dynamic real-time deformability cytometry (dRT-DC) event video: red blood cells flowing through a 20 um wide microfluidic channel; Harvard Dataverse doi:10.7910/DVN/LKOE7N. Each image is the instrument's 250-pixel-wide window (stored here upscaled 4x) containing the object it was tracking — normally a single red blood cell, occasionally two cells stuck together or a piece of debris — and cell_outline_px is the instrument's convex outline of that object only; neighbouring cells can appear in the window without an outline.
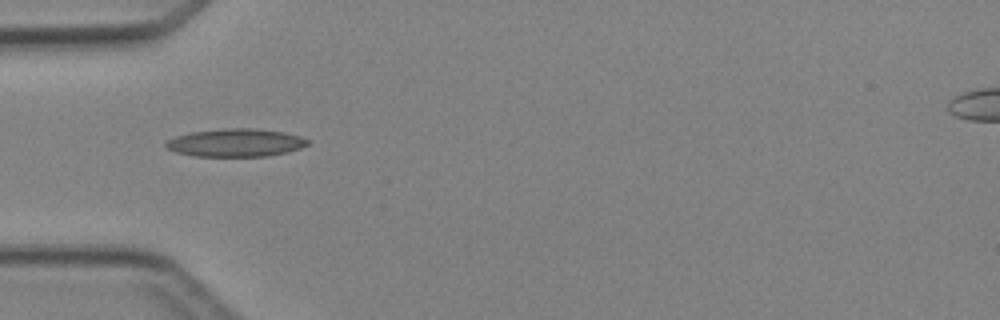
{"species": "Egyptian fruit bat (a non-hibernating species)", "species_latin": "Rousettus aegyptiacus", "temperature_condition": "cold", "stored_images_in_passage": 4, "camera_frame_rate_fps": 3000, "um_per_image_px": 0.085, "animal": {"sex": "female"}, "frame": {"image": 1, "passage_image": 4, "time_ms": 4.333, "image_size_px": [1000, 320], "cell_outline_px": [[312, 140], [308, 144], [300, 148], [288, 152], [268, 156], [196, 156], [176, 152], [168, 148], [164, 144], [168, 140], [176, 136], [192, 132], [224, 128], [252, 128], [284, 132], [300, 136]], "centroid_in_image_um": [20.08, 12.13], "position_along_channel_um": 64.9, "area_um2": 23.06}}